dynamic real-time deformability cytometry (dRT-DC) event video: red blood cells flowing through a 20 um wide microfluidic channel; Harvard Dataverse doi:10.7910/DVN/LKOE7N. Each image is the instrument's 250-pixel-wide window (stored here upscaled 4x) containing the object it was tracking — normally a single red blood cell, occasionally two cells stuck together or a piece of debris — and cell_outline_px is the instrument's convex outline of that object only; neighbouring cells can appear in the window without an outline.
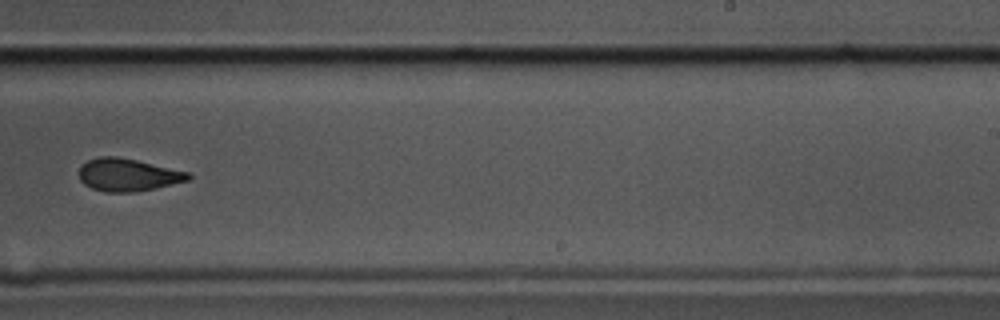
{"species": "common noctule bat (a hibernating species)", "species_latin": "Nyctalus noctula", "temperature_condition": "cold", "stored_images_in_passage": 10, "camera_frame_rate_fps": 3000, "um_per_image_px": 0.085, "animal": {"sex": "male", "body_mass_g": 17.5, "forearm_length_mm": 52.3}, "frame": {"image": 1, "passage_image": 9, "time_ms": 2.667, "image_size_px": [1000, 320], "cell_outline_px": [[192, 176], [188, 180], [156, 188], [132, 192], [104, 192], [92, 188], [84, 184], [80, 180], [80, 168], [88, 160], [100, 156], [116, 156], [136, 160], [188, 172]], "centroid_in_image_um": [10.86, 14.86], "position_along_channel_um": 278.1, "area_um2": 20.52}}
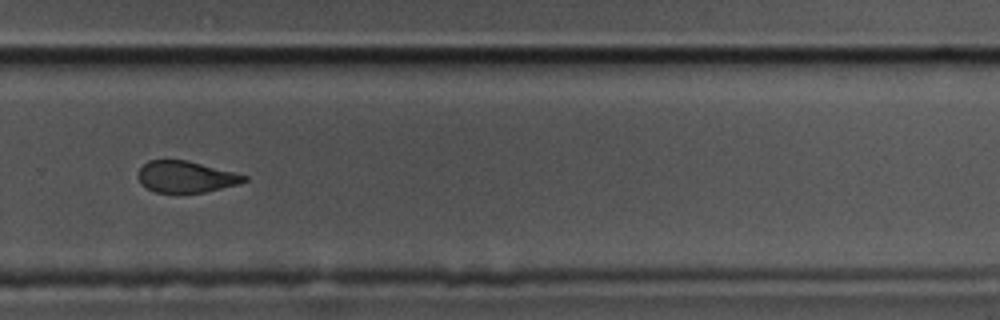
{"frame": {"image": 2, "passage_image": 10, "time_ms": 3.0, "image_size_px": [1000, 320], "cell_outline_px": [[248, 180], [236, 184], [204, 192], [156, 192], [140, 184], [136, 176], [136, 172], [148, 160], [188, 160], [236, 172], [248, 176]], "centroid_in_image_um": [15.77, 15.01], "position_along_channel_um": 314.0, "area_um2": 19.48}}